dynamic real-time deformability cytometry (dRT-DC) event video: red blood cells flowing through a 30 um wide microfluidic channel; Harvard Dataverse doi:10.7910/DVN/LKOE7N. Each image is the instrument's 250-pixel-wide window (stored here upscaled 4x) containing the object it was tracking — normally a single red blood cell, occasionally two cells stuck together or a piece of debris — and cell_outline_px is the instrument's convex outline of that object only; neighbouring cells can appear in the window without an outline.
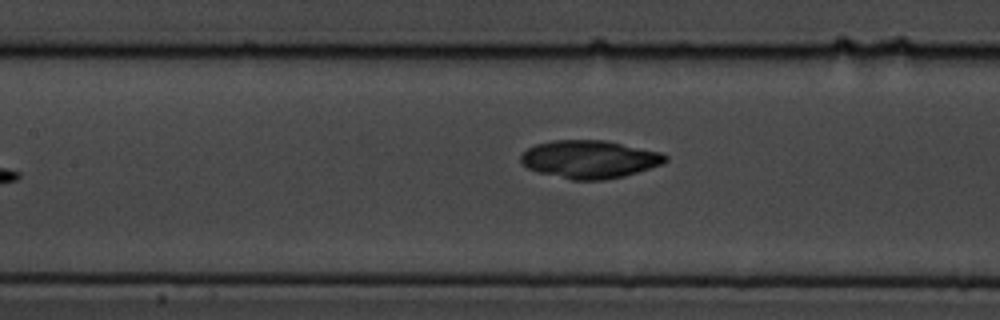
{"species": "common noctule bat (a hibernating species)", "species_latin": "Nyctalus noctula", "temperature_condition": "cold", "stored_images_in_passage": 8, "segment_of_instrument_passage": [2, 2], "camera_frame_rate_fps": 3000, "um_per_image_px": 0.085, "animal": {"sex": "male", "body_mass_g": 19.5, "forearm_length_mm": 54.6}, "frame": {"image": 1, "passage_image": 8, "time_ms": 2.333, "image_size_px": [1000, 320], "cell_outline_px": [[668, 160], [660, 164], [624, 176], [604, 180], [572, 180], [540, 172], [528, 168], [520, 160], [520, 156], [528, 148], [536, 144], [552, 140], [604, 140], [660, 152], [668, 156]], "centroid_in_image_um": [50.1, 13.53], "position_along_channel_um": 157.3, "area_um2": 31.62}}